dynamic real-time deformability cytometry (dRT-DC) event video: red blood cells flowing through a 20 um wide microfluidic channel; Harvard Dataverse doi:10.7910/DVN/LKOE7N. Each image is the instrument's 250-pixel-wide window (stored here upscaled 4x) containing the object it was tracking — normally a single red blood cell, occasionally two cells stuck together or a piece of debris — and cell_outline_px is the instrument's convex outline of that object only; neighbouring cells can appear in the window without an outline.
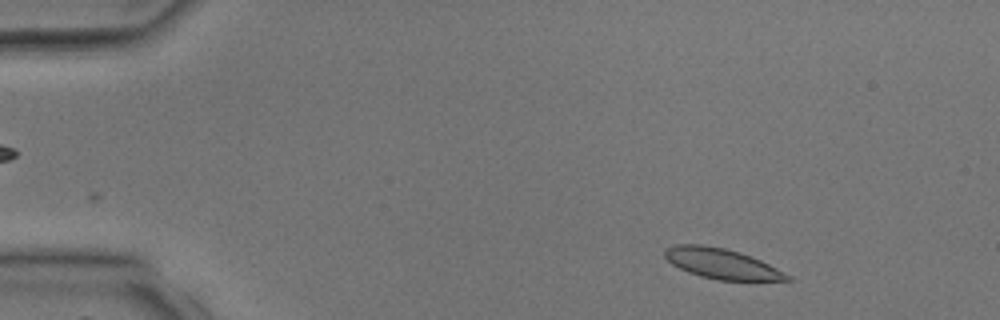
{"species": "common noctule bat (a hibernating species)", "species_latin": "Nyctalus noctula", "temperature_condition": "room temperature", "stored_images_in_passage": 3, "camera_frame_rate_fps": 3000, "um_per_image_px": 0.085, "animal": {"sex": "male", "body_mass_g": 17.9, "forearm_length_mm": 54.2}, "frame": {"image": 1, "passage_image": 3, "time_ms": 3.667, "image_size_px": [1000, 320], "cell_outline_px": [[792, 280], [716, 280], [700, 276], [688, 272], [672, 264], [664, 256], [664, 248], [676, 244], [700, 244], [724, 248], [760, 260], [792, 276]], "centroid_in_image_um": [61.3, 22.41], "position_along_channel_um": 23.7, "area_um2": 21.33}}